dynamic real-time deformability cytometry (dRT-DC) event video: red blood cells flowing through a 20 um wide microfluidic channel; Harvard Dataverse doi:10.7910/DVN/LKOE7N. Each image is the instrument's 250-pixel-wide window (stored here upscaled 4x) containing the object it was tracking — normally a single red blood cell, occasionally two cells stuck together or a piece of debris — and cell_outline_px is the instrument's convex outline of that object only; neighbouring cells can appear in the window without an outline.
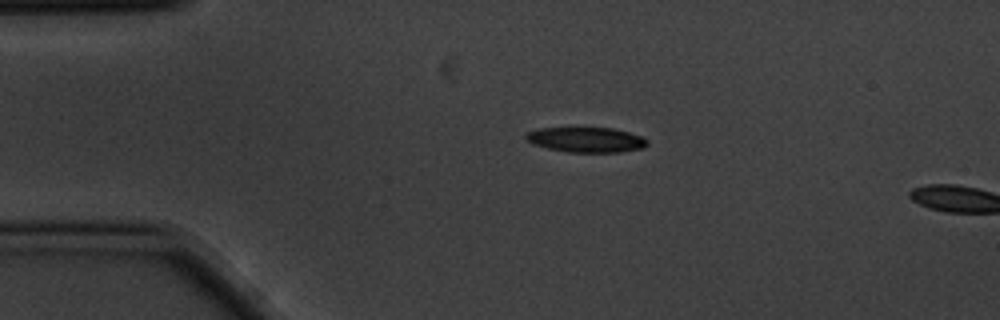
{"species": "common noctule bat (a hibernating species)", "species_latin": "Nyctalus noctula", "temperature_condition": "cold", "stored_images_in_passage": 5, "camera_frame_rate_fps": 3000, "um_per_image_px": 0.085, "animal": {"sex": "male", "body_mass_g": 20.1, "forearm_length_mm": 53.5}, "frame": {"image": 1, "passage_image": 4, "time_ms": 1.0, "image_size_px": [1000, 320], "cell_outline_px": [[648, 144], [644, 148], [620, 152], [568, 152], [548, 148], [532, 144], [524, 136], [528, 132], [540, 128], [612, 128], [628, 132], [640, 136], [648, 140]], "centroid_in_image_um": [49.84, 11.88], "position_along_channel_um": 35.2, "area_um2": 17.63}}